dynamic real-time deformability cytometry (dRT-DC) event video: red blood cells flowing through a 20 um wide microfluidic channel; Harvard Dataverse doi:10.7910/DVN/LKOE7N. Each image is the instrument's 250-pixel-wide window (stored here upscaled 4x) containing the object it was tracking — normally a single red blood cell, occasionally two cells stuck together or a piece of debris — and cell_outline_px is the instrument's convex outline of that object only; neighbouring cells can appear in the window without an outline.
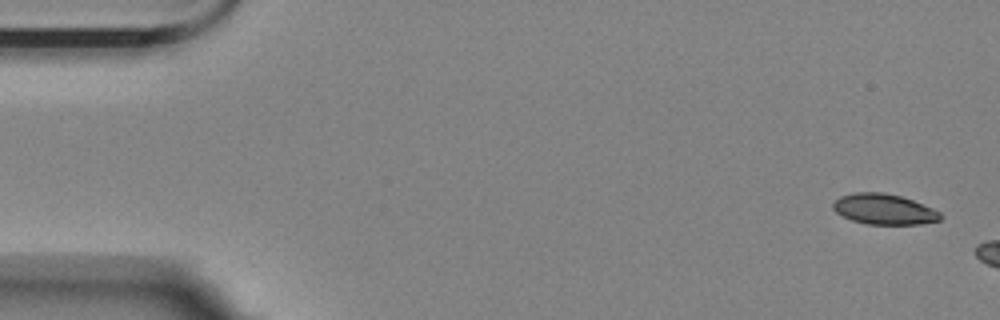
{"species": "Egyptian fruit bat (a non-hibernating species)", "species_latin": "Rousettus aegyptiacus", "temperature_condition": "room temperature", "stored_images_in_passage": 6, "camera_frame_rate_fps": 3000, "um_per_image_px": 0.085, "animal": {"sex": "female"}, "frame": {"image": 1, "passage_image": 1, "time_ms": 0.0, "image_size_px": [1000, 320], "cell_outline_px": [[944, 216], [940, 220], [920, 224], [868, 224], [852, 220], [836, 212], [832, 208], [832, 204], [840, 196], [856, 192], [884, 192], [900, 196], [912, 200], [932, 208], [940, 212]], "centroid_in_image_um": [75.15, 17.78], "position_along_channel_um": 9.9, "area_um2": 19.02}}
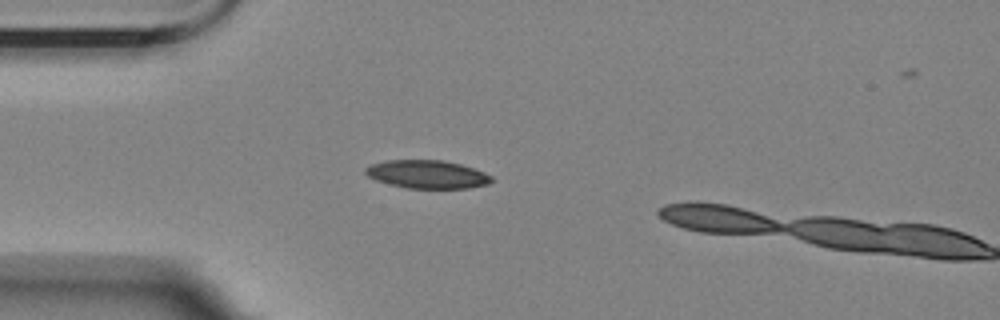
{"frame": {"image": 2, "passage_image": 5, "time_ms": 4.333, "image_size_px": [1000, 320], "cell_outline_px": [[492, 180], [488, 184], [468, 188], [408, 188], [376, 180], [368, 176], [364, 172], [364, 168], [372, 164], [388, 160], [444, 160], [460, 164], [484, 172], [492, 176]], "centroid_in_image_um": [36.31, 14.81], "position_along_channel_um": 48.7, "area_um2": 20.52}}